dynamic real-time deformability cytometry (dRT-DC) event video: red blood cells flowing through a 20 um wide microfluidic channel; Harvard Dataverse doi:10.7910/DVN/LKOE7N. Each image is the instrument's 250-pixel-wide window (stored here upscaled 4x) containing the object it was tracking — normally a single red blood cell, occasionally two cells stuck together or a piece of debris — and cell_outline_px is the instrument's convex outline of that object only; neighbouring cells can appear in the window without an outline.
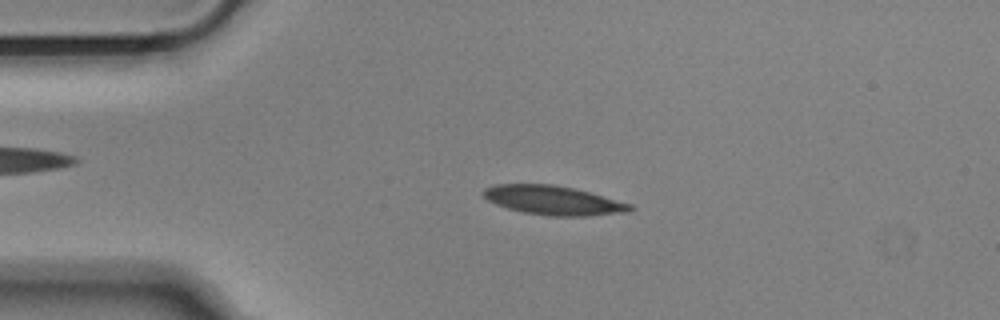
{"species": "Egyptian fruit bat (a non-hibernating species)", "species_latin": "Rousettus aegyptiacus", "temperature_condition": "cold", "stored_images_in_passage": 36, "camera_frame_rate_fps": 3000, "um_per_image_px": 0.085, "animal": {"sex": "male"}, "frame": {"image": 1, "passage_image": 10, "time_ms": 3.0, "image_size_px": [1000, 320], "cell_outline_px": [[636, 208], [628, 212], [588, 216], [548, 216], [524, 212], [508, 208], [496, 204], [488, 200], [484, 196], [484, 188], [496, 184], [552, 184], [572, 188], [588, 192], [632, 204]], "centroid_in_image_um": [47.05, 17.03], "position_along_channel_um": 37.9, "area_um2": 24.74}}
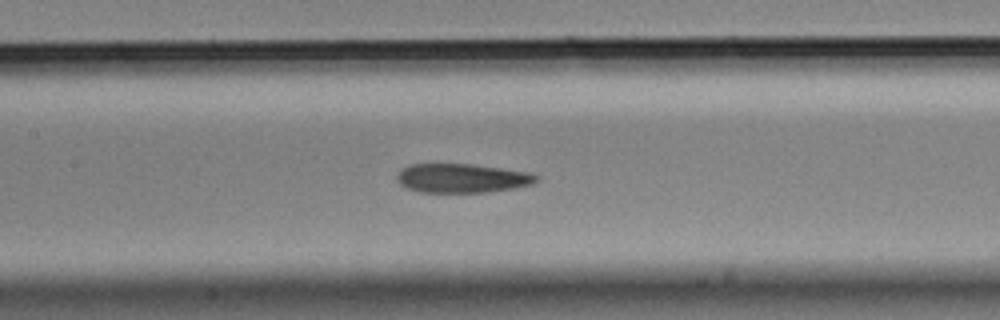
{"frame": {"image": 2, "passage_image": 23, "time_ms": 7.333, "image_size_px": [1000, 320], "cell_outline_px": [[540, 180], [532, 184], [516, 188], [488, 192], [420, 192], [404, 188], [396, 180], [396, 172], [400, 168], [408, 164], [472, 164], [528, 172], [540, 176]], "centroid_in_image_um": [39.23, 15.14], "position_along_channel_um": 168.2, "area_um2": 23.99}}
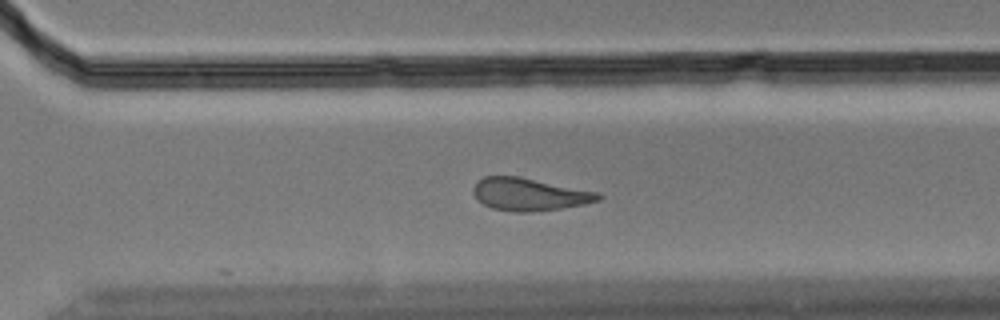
{"frame": {"image": 3, "passage_image": 36, "time_ms": 11.667, "image_size_px": [1000, 320], "cell_outline_px": [[604, 196], [600, 200], [584, 204], [560, 208], [532, 212], [512, 212], [492, 208], [484, 204], [472, 192], [472, 188], [476, 180], [484, 176], [520, 176], [600, 192]], "centroid_in_image_um": [45.01, 16.5], "position_along_channel_um": 325.6, "area_um2": 23.99}}